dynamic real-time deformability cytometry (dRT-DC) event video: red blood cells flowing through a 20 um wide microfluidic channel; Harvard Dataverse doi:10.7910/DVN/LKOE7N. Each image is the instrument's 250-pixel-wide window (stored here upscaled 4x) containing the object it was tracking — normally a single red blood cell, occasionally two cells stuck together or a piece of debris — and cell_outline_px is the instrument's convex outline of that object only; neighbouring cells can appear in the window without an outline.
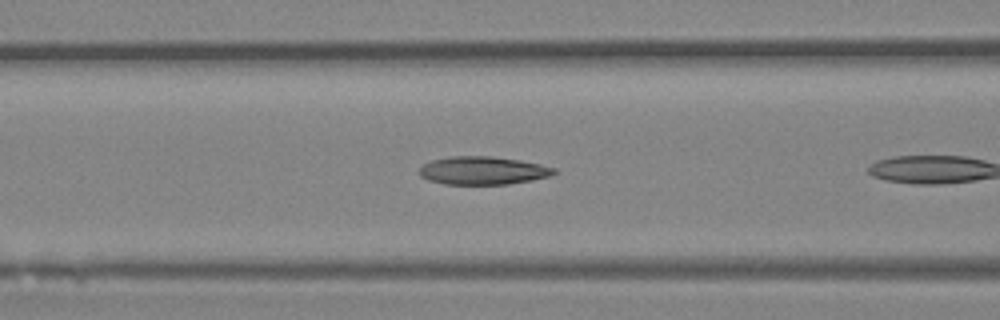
{"species": "Egyptian fruit bat (a non-hibernating species)", "species_latin": "Rousettus aegyptiacus", "temperature_condition": "room temperature", "stored_images_in_passage": 7, "camera_frame_rate_fps": 3000, "um_per_image_px": 0.085, "animal": {"sex": "female"}, "frame": {"image": 1, "passage_image": 6, "time_ms": 1.667, "image_size_px": [1000, 320], "cell_outline_px": [[556, 172], [552, 176], [532, 180], [508, 184], [444, 184], [428, 180], [420, 176], [420, 168], [424, 164], [432, 160], [448, 156], [492, 156], [520, 160], [540, 164], [556, 168]], "centroid_in_image_um": [41.06, 14.49], "position_along_channel_um": 125.5, "area_um2": 22.14}}